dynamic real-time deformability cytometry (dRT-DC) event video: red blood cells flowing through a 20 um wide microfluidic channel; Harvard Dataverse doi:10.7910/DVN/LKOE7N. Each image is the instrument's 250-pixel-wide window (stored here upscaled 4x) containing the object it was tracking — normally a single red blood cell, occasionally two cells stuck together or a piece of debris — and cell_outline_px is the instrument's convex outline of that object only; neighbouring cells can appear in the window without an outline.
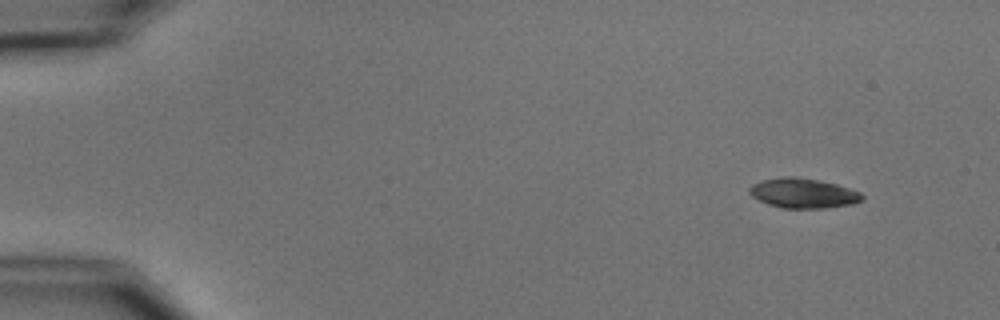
{"species": "common noctule bat (a hibernating species)", "species_latin": "Nyctalus noctula", "temperature_condition": "cold", "stored_images_in_passage": 5, "camera_frame_rate_fps": 3000, "um_per_image_px": 0.085, "animal": {"sex": "male", "body_mass_g": 15.6}, "frame": {"image": 1, "passage_image": 1, "time_ms": 0.0, "image_size_px": [1000, 320], "cell_outline_px": [[864, 200], [852, 204], [824, 208], [784, 208], [768, 204], [752, 196], [748, 192], [748, 188], [752, 184], [764, 180], [784, 176], [796, 176], [820, 180], [836, 184], [860, 192], [864, 196]], "centroid_in_image_um": [68.28, 16.41], "position_along_channel_um": 16.7, "area_um2": 19.59}}
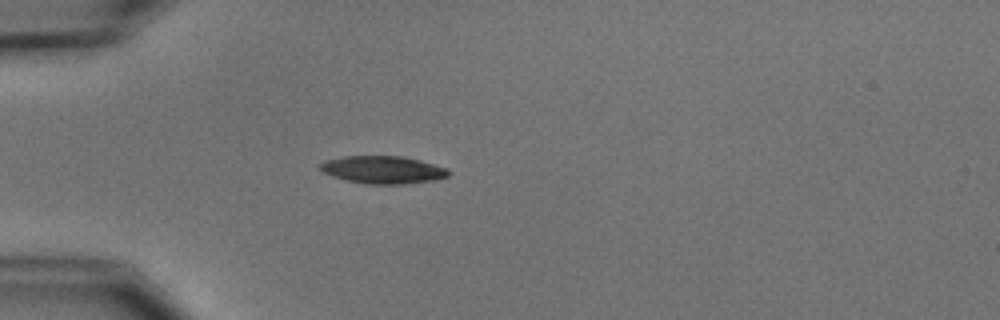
{"frame": {"image": 2, "passage_image": 4, "time_ms": 3.667, "image_size_px": [1000, 320], "cell_outline_px": [[452, 172], [448, 176], [436, 180], [408, 184], [368, 184], [348, 180], [332, 176], [324, 172], [320, 168], [320, 164], [324, 160], [344, 156], [400, 156], [420, 160], [448, 168]], "centroid_in_image_um": [32.6, 14.43], "position_along_channel_um": 52.4, "area_um2": 20.75}}